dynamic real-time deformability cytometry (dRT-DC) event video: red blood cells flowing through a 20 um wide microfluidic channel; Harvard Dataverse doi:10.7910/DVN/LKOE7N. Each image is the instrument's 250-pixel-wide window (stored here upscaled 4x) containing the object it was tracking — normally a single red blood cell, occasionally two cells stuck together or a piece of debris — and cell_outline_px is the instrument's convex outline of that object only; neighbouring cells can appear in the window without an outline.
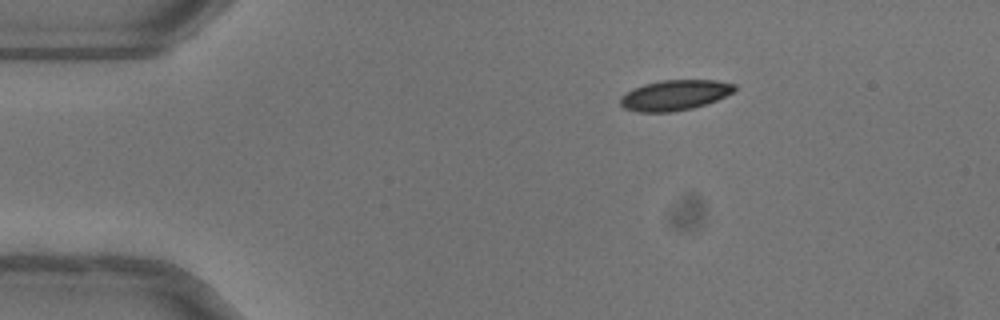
{"species": "common noctule bat (a hibernating species)", "species_latin": "Nyctalus noctula", "temperature_condition": "warm", "stored_images_in_passage": 43, "camera_frame_rate_fps": 3000, "um_per_image_px": 0.085, "animal": {"sex": "female"}, "frame": {"image": 1, "passage_image": 1, "time_ms": 0.0, "image_size_px": [1000, 320], "cell_outline_px": [[736, 88], [732, 92], [716, 100], [692, 108], [672, 112], [636, 112], [624, 108], [620, 104], [620, 96], [632, 88], [644, 84], [660, 80], [716, 80], [736, 84]], "centroid_in_image_um": [57.31, 8.08], "position_along_channel_um": 27.7, "area_um2": 20.23}}
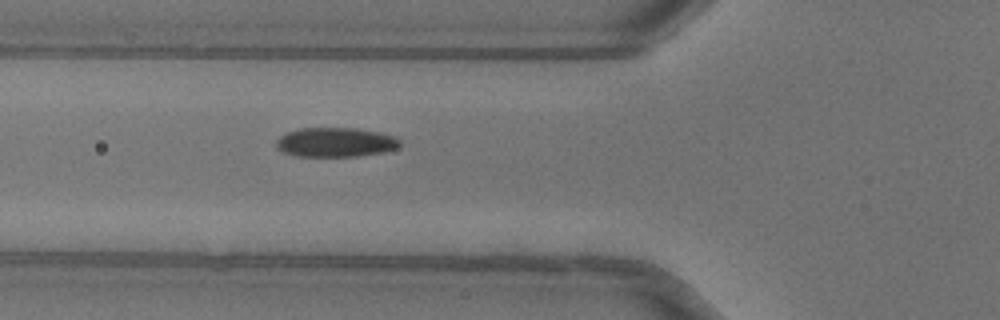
{"frame": {"image": 2, "passage_image": 11, "time_ms": 3.333, "image_size_px": [1000, 320], "cell_outline_px": [[400, 144], [396, 148], [384, 152], [356, 156], [296, 156], [280, 152], [276, 148], [276, 140], [284, 132], [300, 128], [356, 128], [380, 132], [396, 136], [400, 140]], "centroid_in_image_um": [28.48, 12.08], "position_along_channel_um": 97.3, "area_um2": 21.44}}
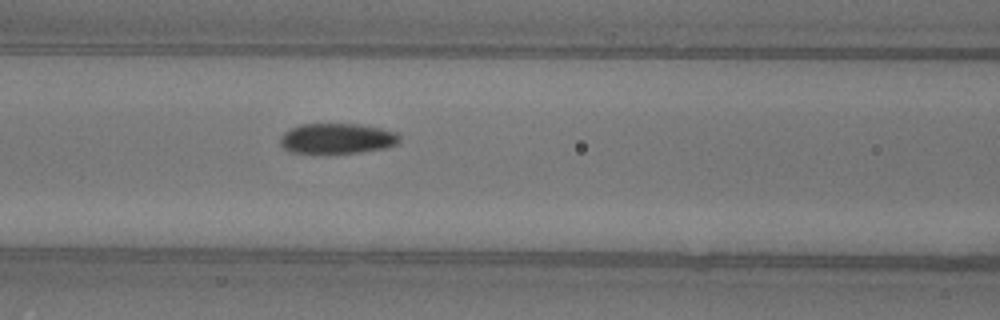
{"frame": {"image": 3, "passage_image": 14, "time_ms": 4.333, "image_size_px": [1000, 320], "cell_outline_px": [[400, 140], [396, 144], [384, 148], [360, 152], [292, 152], [284, 148], [280, 144], [280, 136], [284, 132], [300, 124], [360, 124], [380, 128], [396, 132], [400, 136]], "centroid_in_image_um": [28.66, 11.75], "position_along_channel_um": 137.9, "area_um2": 20.81}, "authors_computed_cell_mechanics": {"area_um2": 21.1548, "velocity_mm_per_s": 4.0232, "shape_relaxation_time_tau1_ms": 3.855, "shape_relaxation_time_tau2_ms": 1.2215, "deformation_change_tau1": 0.1233, "deformation_change_tau2": 0.0331}}